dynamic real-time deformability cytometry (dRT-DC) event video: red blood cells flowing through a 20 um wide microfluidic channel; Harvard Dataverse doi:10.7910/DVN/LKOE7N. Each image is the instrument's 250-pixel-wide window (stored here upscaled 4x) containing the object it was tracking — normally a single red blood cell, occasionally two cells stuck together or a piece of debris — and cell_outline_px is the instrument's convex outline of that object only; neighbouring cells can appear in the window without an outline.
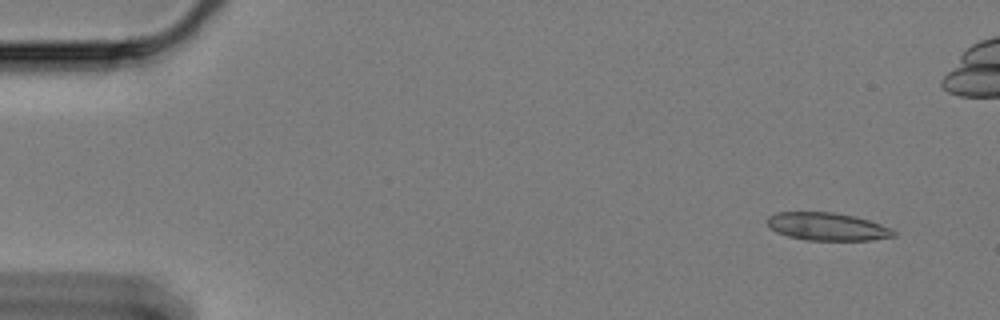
{"species": "Egyptian fruit bat (a non-hibernating species)", "species_latin": "Rousettus aegyptiacus", "temperature_condition": "cold", "stored_images_in_passage": 58, "camera_frame_rate_fps": 3000, "um_per_image_px": 0.085, "animal": {"sex": "female"}, "frame": {"image": 1, "passage_image": 1, "time_ms": 0.0, "image_size_px": [1000, 320], "cell_outline_px": [[896, 236], [872, 240], [804, 240], [788, 236], [776, 232], [768, 224], [768, 216], [776, 212], [832, 212], [852, 216], [868, 220], [892, 228], [896, 232]], "centroid_in_image_um": [70.33, 19.26], "position_along_channel_um": 14.7, "area_um2": 20.4}}
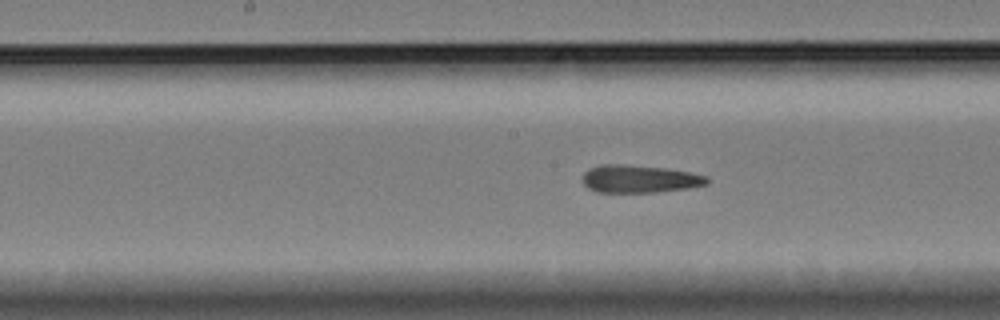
{"frame": {"image": 2, "passage_image": 27, "time_ms": 8.667, "image_size_px": [1000, 320], "cell_outline_px": [[708, 184], [688, 188], [656, 192], [596, 192], [588, 188], [580, 180], [580, 176], [588, 168], [600, 164], [624, 164], [664, 168], [692, 172], [708, 176]], "centroid_in_image_um": [54.31, 15.2], "position_along_channel_um": 193.9, "area_um2": 20.4}}
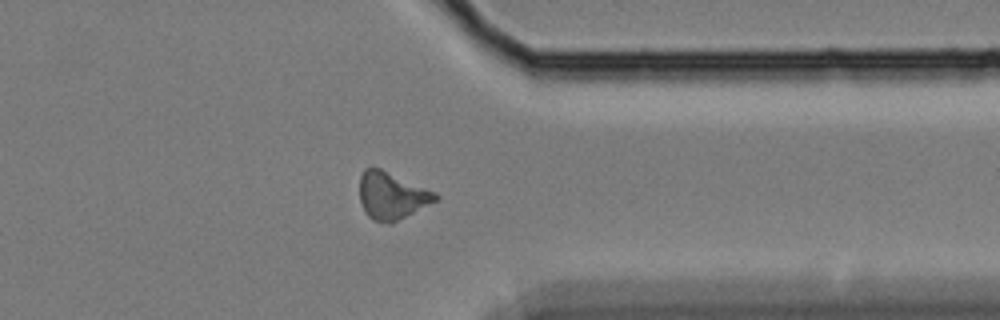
{"frame": {"image": 3, "passage_image": 44, "time_ms": 14.333, "image_size_px": [1000, 320], "cell_outline_px": [[440, 196], [436, 200], [392, 224], [388, 224], [372, 220], [368, 216], [360, 200], [360, 176], [364, 168], [380, 168], [436, 192]], "centroid_in_image_um": [33.29, 16.64], "position_along_channel_um": 378.1, "area_um2": 20.75}, "authors_computed_cell_mechanics": {"area_um2": 20.3167, "velocity_mm_per_s": 3.3264, "shape_relaxation_time_tau1_ms": null, "shape_relaxation_time_tau2_ms": 3.5785, "deformation_change_tau1": null, "deformation_change_tau2": 0.1324}}